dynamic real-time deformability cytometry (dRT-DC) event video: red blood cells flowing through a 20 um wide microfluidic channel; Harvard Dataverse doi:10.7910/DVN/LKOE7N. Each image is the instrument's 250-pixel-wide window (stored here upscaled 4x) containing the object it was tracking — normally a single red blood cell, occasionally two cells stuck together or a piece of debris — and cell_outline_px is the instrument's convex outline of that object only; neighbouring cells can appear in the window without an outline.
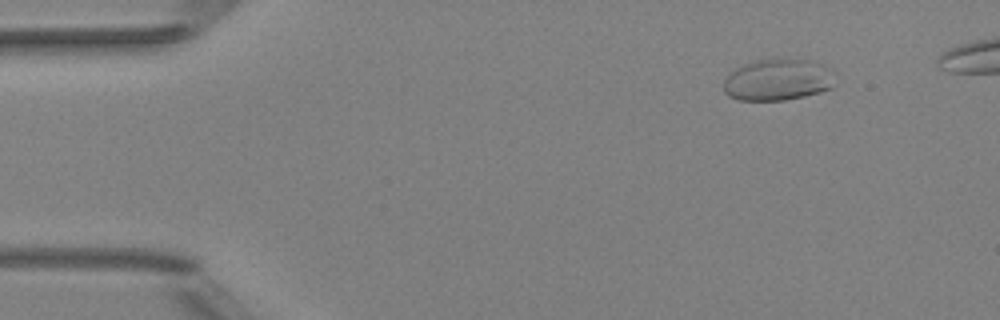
{"species": "Egyptian fruit bat (a non-hibernating species)", "species_latin": "Rousettus aegyptiacus", "temperature_condition": "room temperature", "stored_images_in_passage": 5, "camera_frame_rate_fps": 3000, "um_per_image_px": 0.085, "animal": {"sex": "female"}, "frame": {"image": 1, "passage_image": 5, "time_ms": 1.333, "image_size_px": [1000, 320], "cell_outline_px": [[832, 88], [820, 92], [804, 96], [784, 100], [740, 100], [728, 96], [724, 92], [724, 80], [736, 68], [744, 64], [756, 60], [776, 56], [808, 60], [820, 64], [828, 68]], "centroid_in_image_um": [66.05, 6.76], "position_along_channel_um": 18.9, "area_um2": 26.99}}